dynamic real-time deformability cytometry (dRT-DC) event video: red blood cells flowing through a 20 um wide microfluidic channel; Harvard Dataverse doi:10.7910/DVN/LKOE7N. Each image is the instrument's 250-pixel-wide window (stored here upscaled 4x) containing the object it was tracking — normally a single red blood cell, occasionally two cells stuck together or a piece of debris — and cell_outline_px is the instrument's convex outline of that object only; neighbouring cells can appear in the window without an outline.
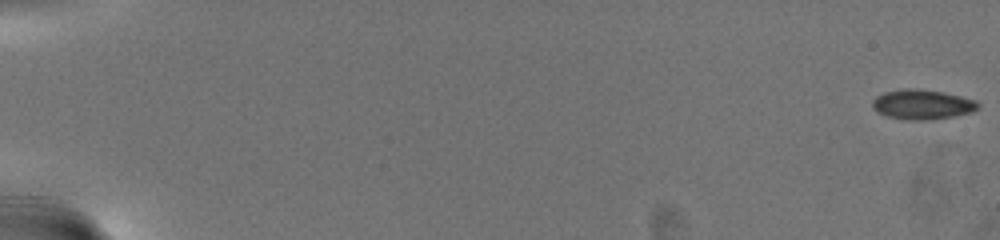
{"species": "common noctule bat (a hibernating species)", "species_latin": "Nyctalus noctula", "temperature_condition": "warm", "stored_images_in_passage": 72, "camera_frame_rate_fps": 3000, "um_per_image_px": 0.085, "animal": {"sex": "female", "body_mass_g": 19.5, "forearm_length_mm": 54.1}, "frame": {"image": 1, "passage_image": 1, "time_ms": 0.0, "image_size_px": [1000, 240], "cell_outline_px": [[980, 108], [972, 112], [932, 120], [900, 120], [888, 116], [880, 112], [872, 104], [872, 100], [876, 96], [884, 92], [904, 88], [912, 88], [940, 92], [960, 96], [976, 100], [980, 104]], "centroid_in_image_um": [78.41, 8.89], "position_along_channel_um": 6.6, "area_um2": 18.26}}
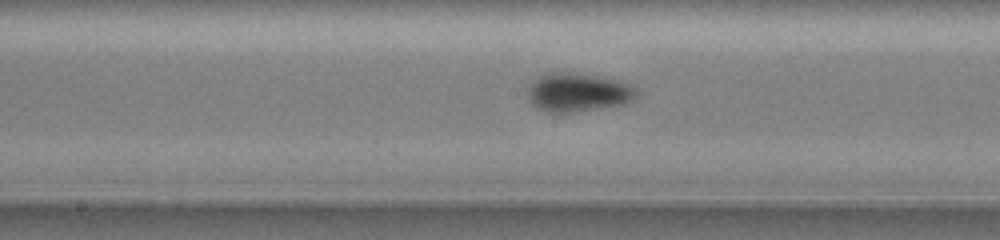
{"frame": {"image": 2, "passage_image": 41, "time_ms": 13.333, "image_size_px": [1000, 240], "cell_outline_px": [[636, 96], [632, 100], [624, 104], [576, 112], [548, 112], [536, 108], [528, 100], [528, 88], [540, 76], [560, 72], [568, 72], [596, 76], [616, 80], [632, 84], [636, 88]], "centroid_in_image_um": [49.14, 7.87], "position_along_channel_um": 199.1, "area_um2": 24.22}}
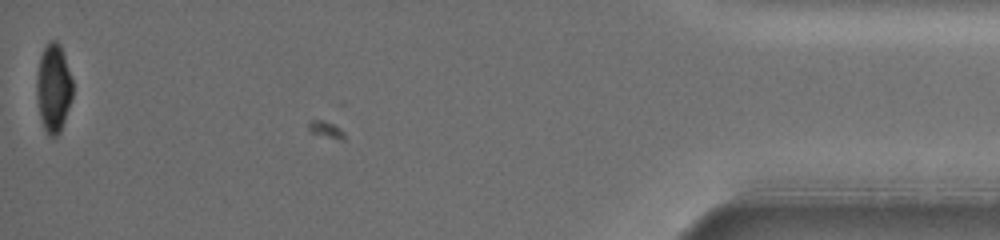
{"frame": {"image": 3, "passage_image": 72, "time_ms": 23.667, "image_size_px": [1000, 240], "cell_outline_px": [[72, 96], [60, 132], [56, 136], [48, 136], [44, 128], [40, 116], [36, 96], [36, 80], [40, 56], [48, 40], [56, 40], [60, 44], [72, 80]], "centroid_in_image_um": [4.52, 7.47], "position_along_channel_um": 430.7, "area_um2": 18.38}, "authors_computed_cell_mechanics": {"area_um2": 19.8832, "velocity_mm_per_s": 3.0466, "shape_relaxation_time_tau1_ms": 4.0818, "shape_relaxation_time_tau2_ms": null, "deformation_change_tau1": 0.1101, "deformation_change_tau2": null}}